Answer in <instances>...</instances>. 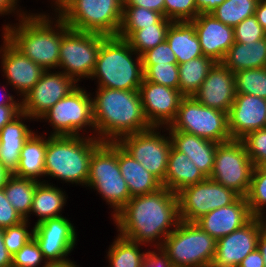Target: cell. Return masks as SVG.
<instances>
[{
	"mask_svg": "<svg viewBox=\"0 0 266 267\" xmlns=\"http://www.w3.org/2000/svg\"><path fill=\"white\" fill-rule=\"evenodd\" d=\"M111 219L120 236L150 248L161 247L180 222L177 194L163 186L131 197Z\"/></svg>",
	"mask_w": 266,
	"mask_h": 267,
	"instance_id": "6da1fadb",
	"label": "cell"
},
{
	"mask_svg": "<svg viewBox=\"0 0 266 267\" xmlns=\"http://www.w3.org/2000/svg\"><path fill=\"white\" fill-rule=\"evenodd\" d=\"M33 11L17 23L4 22L1 34L45 71L58 70L61 39L70 28L54 10Z\"/></svg>",
	"mask_w": 266,
	"mask_h": 267,
	"instance_id": "7a4b0ae2",
	"label": "cell"
},
{
	"mask_svg": "<svg viewBox=\"0 0 266 267\" xmlns=\"http://www.w3.org/2000/svg\"><path fill=\"white\" fill-rule=\"evenodd\" d=\"M90 93L95 137L101 142H118L123 136L151 128L138 90L96 87Z\"/></svg>",
	"mask_w": 266,
	"mask_h": 267,
	"instance_id": "3957f363",
	"label": "cell"
},
{
	"mask_svg": "<svg viewBox=\"0 0 266 267\" xmlns=\"http://www.w3.org/2000/svg\"><path fill=\"white\" fill-rule=\"evenodd\" d=\"M102 142L90 136L48 135L45 156V182L60 180L86 188L93 151ZM52 177V178H51ZM63 181V182H62Z\"/></svg>",
	"mask_w": 266,
	"mask_h": 267,
	"instance_id": "277c9868",
	"label": "cell"
},
{
	"mask_svg": "<svg viewBox=\"0 0 266 267\" xmlns=\"http://www.w3.org/2000/svg\"><path fill=\"white\" fill-rule=\"evenodd\" d=\"M143 79L141 55L125 39L107 36L101 42L95 69L89 80H94L96 87L139 90Z\"/></svg>",
	"mask_w": 266,
	"mask_h": 267,
	"instance_id": "5b68a950",
	"label": "cell"
},
{
	"mask_svg": "<svg viewBox=\"0 0 266 267\" xmlns=\"http://www.w3.org/2000/svg\"><path fill=\"white\" fill-rule=\"evenodd\" d=\"M124 0H62L53 10L72 30L117 36Z\"/></svg>",
	"mask_w": 266,
	"mask_h": 267,
	"instance_id": "8992f818",
	"label": "cell"
},
{
	"mask_svg": "<svg viewBox=\"0 0 266 267\" xmlns=\"http://www.w3.org/2000/svg\"><path fill=\"white\" fill-rule=\"evenodd\" d=\"M86 189L95 190L96 195L99 194L101 200L109 205L108 208H112L110 217H114L130 200L131 195L118 164L117 142H102L93 151Z\"/></svg>",
	"mask_w": 266,
	"mask_h": 267,
	"instance_id": "52a82bcc",
	"label": "cell"
},
{
	"mask_svg": "<svg viewBox=\"0 0 266 267\" xmlns=\"http://www.w3.org/2000/svg\"><path fill=\"white\" fill-rule=\"evenodd\" d=\"M174 267H211L216 240L196 222L181 221L161 245Z\"/></svg>",
	"mask_w": 266,
	"mask_h": 267,
	"instance_id": "ba28073f",
	"label": "cell"
},
{
	"mask_svg": "<svg viewBox=\"0 0 266 267\" xmlns=\"http://www.w3.org/2000/svg\"><path fill=\"white\" fill-rule=\"evenodd\" d=\"M80 85L56 102L37 121L46 122L52 129L48 135L84 136L86 134V136L95 137L91 93L87 92L84 85L83 87Z\"/></svg>",
	"mask_w": 266,
	"mask_h": 267,
	"instance_id": "9c48e42d",
	"label": "cell"
},
{
	"mask_svg": "<svg viewBox=\"0 0 266 267\" xmlns=\"http://www.w3.org/2000/svg\"><path fill=\"white\" fill-rule=\"evenodd\" d=\"M168 131H182L222 143L231 140L228 113L206 107L194 97H184Z\"/></svg>",
	"mask_w": 266,
	"mask_h": 267,
	"instance_id": "30bf717a",
	"label": "cell"
},
{
	"mask_svg": "<svg viewBox=\"0 0 266 267\" xmlns=\"http://www.w3.org/2000/svg\"><path fill=\"white\" fill-rule=\"evenodd\" d=\"M106 37L70 29L61 39L58 70L77 84L82 79L89 80L95 69L101 42Z\"/></svg>",
	"mask_w": 266,
	"mask_h": 267,
	"instance_id": "8fae6325",
	"label": "cell"
},
{
	"mask_svg": "<svg viewBox=\"0 0 266 267\" xmlns=\"http://www.w3.org/2000/svg\"><path fill=\"white\" fill-rule=\"evenodd\" d=\"M117 143L148 172L156 176L165 187V175L172 147L166 127H151L142 132L126 135Z\"/></svg>",
	"mask_w": 266,
	"mask_h": 267,
	"instance_id": "7c38bea8",
	"label": "cell"
},
{
	"mask_svg": "<svg viewBox=\"0 0 266 267\" xmlns=\"http://www.w3.org/2000/svg\"><path fill=\"white\" fill-rule=\"evenodd\" d=\"M253 168L242 140L231 139L218 143L213 171L209 178L245 197Z\"/></svg>",
	"mask_w": 266,
	"mask_h": 267,
	"instance_id": "4fadbf2b",
	"label": "cell"
},
{
	"mask_svg": "<svg viewBox=\"0 0 266 267\" xmlns=\"http://www.w3.org/2000/svg\"><path fill=\"white\" fill-rule=\"evenodd\" d=\"M179 218L185 222H196L214 209L229 206L240 195L210 178L185 187L177 193Z\"/></svg>",
	"mask_w": 266,
	"mask_h": 267,
	"instance_id": "5bb4252c",
	"label": "cell"
},
{
	"mask_svg": "<svg viewBox=\"0 0 266 267\" xmlns=\"http://www.w3.org/2000/svg\"><path fill=\"white\" fill-rule=\"evenodd\" d=\"M77 236L78 232L73 221L64 215L34 224L33 238L49 265L73 262L69 256L78 244Z\"/></svg>",
	"mask_w": 266,
	"mask_h": 267,
	"instance_id": "9a60e30c",
	"label": "cell"
},
{
	"mask_svg": "<svg viewBox=\"0 0 266 267\" xmlns=\"http://www.w3.org/2000/svg\"><path fill=\"white\" fill-rule=\"evenodd\" d=\"M77 84L59 70H47L35 86L21 99L22 112L38 121L60 99L74 90Z\"/></svg>",
	"mask_w": 266,
	"mask_h": 267,
	"instance_id": "2e32d148",
	"label": "cell"
},
{
	"mask_svg": "<svg viewBox=\"0 0 266 267\" xmlns=\"http://www.w3.org/2000/svg\"><path fill=\"white\" fill-rule=\"evenodd\" d=\"M0 36L2 38L0 41L2 76L15 95L22 99L39 81L45 70L23 55L2 34Z\"/></svg>",
	"mask_w": 266,
	"mask_h": 267,
	"instance_id": "e0dca14e",
	"label": "cell"
},
{
	"mask_svg": "<svg viewBox=\"0 0 266 267\" xmlns=\"http://www.w3.org/2000/svg\"><path fill=\"white\" fill-rule=\"evenodd\" d=\"M139 95L145 118L151 127H168L174 121L182 93L174 88L143 80Z\"/></svg>",
	"mask_w": 266,
	"mask_h": 267,
	"instance_id": "ac0fdd59",
	"label": "cell"
},
{
	"mask_svg": "<svg viewBox=\"0 0 266 267\" xmlns=\"http://www.w3.org/2000/svg\"><path fill=\"white\" fill-rule=\"evenodd\" d=\"M261 231L259 218L253 217L242 228L216 240V254L211 267H238L257 248Z\"/></svg>",
	"mask_w": 266,
	"mask_h": 267,
	"instance_id": "d6986e66",
	"label": "cell"
},
{
	"mask_svg": "<svg viewBox=\"0 0 266 267\" xmlns=\"http://www.w3.org/2000/svg\"><path fill=\"white\" fill-rule=\"evenodd\" d=\"M193 97L206 107L229 113L236 97L235 74L215 63Z\"/></svg>",
	"mask_w": 266,
	"mask_h": 267,
	"instance_id": "ffe728a7",
	"label": "cell"
},
{
	"mask_svg": "<svg viewBox=\"0 0 266 267\" xmlns=\"http://www.w3.org/2000/svg\"><path fill=\"white\" fill-rule=\"evenodd\" d=\"M228 121L230 136L237 140L250 132L266 128V99L251 94H236Z\"/></svg>",
	"mask_w": 266,
	"mask_h": 267,
	"instance_id": "44dd1931",
	"label": "cell"
},
{
	"mask_svg": "<svg viewBox=\"0 0 266 267\" xmlns=\"http://www.w3.org/2000/svg\"><path fill=\"white\" fill-rule=\"evenodd\" d=\"M194 24L202 48V54L215 63H221L235 43L234 29L219 21L211 13H199Z\"/></svg>",
	"mask_w": 266,
	"mask_h": 267,
	"instance_id": "7402d4cb",
	"label": "cell"
},
{
	"mask_svg": "<svg viewBox=\"0 0 266 267\" xmlns=\"http://www.w3.org/2000/svg\"><path fill=\"white\" fill-rule=\"evenodd\" d=\"M252 218L246 198L240 196L229 206L214 209L203 215L196 223L218 240L242 228Z\"/></svg>",
	"mask_w": 266,
	"mask_h": 267,
	"instance_id": "603a6c76",
	"label": "cell"
},
{
	"mask_svg": "<svg viewBox=\"0 0 266 267\" xmlns=\"http://www.w3.org/2000/svg\"><path fill=\"white\" fill-rule=\"evenodd\" d=\"M168 134L172 146L187 155L205 177L209 178L218 143L182 131H168Z\"/></svg>",
	"mask_w": 266,
	"mask_h": 267,
	"instance_id": "cb8c5ba5",
	"label": "cell"
},
{
	"mask_svg": "<svg viewBox=\"0 0 266 267\" xmlns=\"http://www.w3.org/2000/svg\"><path fill=\"white\" fill-rule=\"evenodd\" d=\"M47 133V131L38 133L36 129V131L26 140L20 152L17 171L13 175L45 182Z\"/></svg>",
	"mask_w": 266,
	"mask_h": 267,
	"instance_id": "d4e9b609",
	"label": "cell"
},
{
	"mask_svg": "<svg viewBox=\"0 0 266 267\" xmlns=\"http://www.w3.org/2000/svg\"><path fill=\"white\" fill-rule=\"evenodd\" d=\"M118 164L127 183L131 197L155 192L163 187L162 182L148 172L136 159L118 144Z\"/></svg>",
	"mask_w": 266,
	"mask_h": 267,
	"instance_id": "484cf974",
	"label": "cell"
},
{
	"mask_svg": "<svg viewBox=\"0 0 266 267\" xmlns=\"http://www.w3.org/2000/svg\"><path fill=\"white\" fill-rule=\"evenodd\" d=\"M65 189L56 186L53 182H39L33 196L32 207L27 221L32 215L38 218L35 224L44 220L63 216L64 206H67L68 194Z\"/></svg>",
	"mask_w": 266,
	"mask_h": 267,
	"instance_id": "4316f807",
	"label": "cell"
},
{
	"mask_svg": "<svg viewBox=\"0 0 266 267\" xmlns=\"http://www.w3.org/2000/svg\"><path fill=\"white\" fill-rule=\"evenodd\" d=\"M166 41L174 52L178 65L203 56L199 38L191 21H173Z\"/></svg>",
	"mask_w": 266,
	"mask_h": 267,
	"instance_id": "83f0119b",
	"label": "cell"
},
{
	"mask_svg": "<svg viewBox=\"0 0 266 267\" xmlns=\"http://www.w3.org/2000/svg\"><path fill=\"white\" fill-rule=\"evenodd\" d=\"M205 179V175L187 155L171 147L165 175V188L177 194L185 187L195 185Z\"/></svg>",
	"mask_w": 266,
	"mask_h": 267,
	"instance_id": "f1b7e54d",
	"label": "cell"
},
{
	"mask_svg": "<svg viewBox=\"0 0 266 267\" xmlns=\"http://www.w3.org/2000/svg\"><path fill=\"white\" fill-rule=\"evenodd\" d=\"M231 72L266 67V37L256 42H235L221 62Z\"/></svg>",
	"mask_w": 266,
	"mask_h": 267,
	"instance_id": "f546056e",
	"label": "cell"
},
{
	"mask_svg": "<svg viewBox=\"0 0 266 267\" xmlns=\"http://www.w3.org/2000/svg\"><path fill=\"white\" fill-rule=\"evenodd\" d=\"M173 21L163 17L157 24L140 30H119L117 36L125 39L139 55L166 40L167 30Z\"/></svg>",
	"mask_w": 266,
	"mask_h": 267,
	"instance_id": "4dcf8cb0",
	"label": "cell"
},
{
	"mask_svg": "<svg viewBox=\"0 0 266 267\" xmlns=\"http://www.w3.org/2000/svg\"><path fill=\"white\" fill-rule=\"evenodd\" d=\"M114 237L112 244L110 243L105 251V260L108 261L106 267H139L147 253V248L142 249L147 246L130 241L119 234Z\"/></svg>",
	"mask_w": 266,
	"mask_h": 267,
	"instance_id": "1f68e13d",
	"label": "cell"
},
{
	"mask_svg": "<svg viewBox=\"0 0 266 267\" xmlns=\"http://www.w3.org/2000/svg\"><path fill=\"white\" fill-rule=\"evenodd\" d=\"M214 64L211 58L203 55L178 65V90L184 97H193L198 92Z\"/></svg>",
	"mask_w": 266,
	"mask_h": 267,
	"instance_id": "d6a6232c",
	"label": "cell"
},
{
	"mask_svg": "<svg viewBox=\"0 0 266 267\" xmlns=\"http://www.w3.org/2000/svg\"><path fill=\"white\" fill-rule=\"evenodd\" d=\"M39 181L10 175L4 188L5 196L13 208L26 219L32 207L33 196Z\"/></svg>",
	"mask_w": 266,
	"mask_h": 267,
	"instance_id": "836d02e7",
	"label": "cell"
},
{
	"mask_svg": "<svg viewBox=\"0 0 266 267\" xmlns=\"http://www.w3.org/2000/svg\"><path fill=\"white\" fill-rule=\"evenodd\" d=\"M258 2L259 0H225L211 14L222 23L234 28L255 14Z\"/></svg>",
	"mask_w": 266,
	"mask_h": 267,
	"instance_id": "e575fe53",
	"label": "cell"
},
{
	"mask_svg": "<svg viewBox=\"0 0 266 267\" xmlns=\"http://www.w3.org/2000/svg\"><path fill=\"white\" fill-rule=\"evenodd\" d=\"M236 94H251L266 99V67L235 72Z\"/></svg>",
	"mask_w": 266,
	"mask_h": 267,
	"instance_id": "d590c367",
	"label": "cell"
},
{
	"mask_svg": "<svg viewBox=\"0 0 266 267\" xmlns=\"http://www.w3.org/2000/svg\"><path fill=\"white\" fill-rule=\"evenodd\" d=\"M34 120L21 112L11 122L7 123L0 130V145L23 146L26 140L32 135L33 130L26 122Z\"/></svg>",
	"mask_w": 266,
	"mask_h": 267,
	"instance_id": "8d00e7d4",
	"label": "cell"
},
{
	"mask_svg": "<svg viewBox=\"0 0 266 267\" xmlns=\"http://www.w3.org/2000/svg\"><path fill=\"white\" fill-rule=\"evenodd\" d=\"M253 217L266 211V172L261 167H254L250 186L245 196Z\"/></svg>",
	"mask_w": 266,
	"mask_h": 267,
	"instance_id": "74e56055",
	"label": "cell"
},
{
	"mask_svg": "<svg viewBox=\"0 0 266 267\" xmlns=\"http://www.w3.org/2000/svg\"><path fill=\"white\" fill-rule=\"evenodd\" d=\"M164 16L143 7L123 6L122 22L119 30H140L157 24Z\"/></svg>",
	"mask_w": 266,
	"mask_h": 267,
	"instance_id": "f35d334b",
	"label": "cell"
},
{
	"mask_svg": "<svg viewBox=\"0 0 266 267\" xmlns=\"http://www.w3.org/2000/svg\"><path fill=\"white\" fill-rule=\"evenodd\" d=\"M144 79L152 83L161 84L178 90V64L143 65Z\"/></svg>",
	"mask_w": 266,
	"mask_h": 267,
	"instance_id": "ab89813d",
	"label": "cell"
},
{
	"mask_svg": "<svg viewBox=\"0 0 266 267\" xmlns=\"http://www.w3.org/2000/svg\"><path fill=\"white\" fill-rule=\"evenodd\" d=\"M30 224L24 219L17 225L4 228L3 241L12 256L33 238L34 226L30 229Z\"/></svg>",
	"mask_w": 266,
	"mask_h": 267,
	"instance_id": "60d3db41",
	"label": "cell"
},
{
	"mask_svg": "<svg viewBox=\"0 0 266 267\" xmlns=\"http://www.w3.org/2000/svg\"><path fill=\"white\" fill-rule=\"evenodd\" d=\"M36 240L32 238L12 256V267H49Z\"/></svg>",
	"mask_w": 266,
	"mask_h": 267,
	"instance_id": "b9f144b4",
	"label": "cell"
},
{
	"mask_svg": "<svg viewBox=\"0 0 266 267\" xmlns=\"http://www.w3.org/2000/svg\"><path fill=\"white\" fill-rule=\"evenodd\" d=\"M241 140L254 167L266 163V128L250 132Z\"/></svg>",
	"mask_w": 266,
	"mask_h": 267,
	"instance_id": "7bdbcfd3",
	"label": "cell"
},
{
	"mask_svg": "<svg viewBox=\"0 0 266 267\" xmlns=\"http://www.w3.org/2000/svg\"><path fill=\"white\" fill-rule=\"evenodd\" d=\"M199 13L195 0L164 1V17L171 21H191Z\"/></svg>",
	"mask_w": 266,
	"mask_h": 267,
	"instance_id": "ee69618b",
	"label": "cell"
},
{
	"mask_svg": "<svg viewBox=\"0 0 266 267\" xmlns=\"http://www.w3.org/2000/svg\"><path fill=\"white\" fill-rule=\"evenodd\" d=\"M233 29L235 42H239L242 44H249V42L253 41L256 42L266 37V32L258 23L255 15L247 17Z\"/></svg>",
	"mask_w": 266,
	"mask_h": 267,
	"instance_id": "f6af8a7d",
	"label": "cell"
},
{
	"mask_svg": "<svg viewBox=\"0 0 266 267\" xmlns=\"http://www.w3.org/2000/svg\"><path fill=\"white\" fill-rule=\"evenodd\" d=\"M142 65L156 64H178L174 52L171 50L167 41L158 44L156 47L147 50L141 55Z\"/></svg>",
	"mask_w": 266,
	"mask_h": 267,
	"instance_id": "bcb514c9",
	"label": "cell"
},
{
	"mask_svg": "<svg viewBox=\"0 0 266 267\" xmlns=\"http://www.w3.org/2000/svg\"><path fill=\"white\" fill-rule=\"evenodd\" d=\"M24 219L13 208L11 203L5 196L4 188L0 189V228H7L13 225H17Z\"/></svg>",
	"mask_w": 266,
	"mask_h": 267,
	"instance_id": "7dc6e473",
	"label": "cell"
},
{
	"mask_svg": "<svg viewBox=\"0 0 266 267\" xmlns=\"http://www.w3.org/2000/svg\"><path fill=\"white\" fill-rule=\"evenodd\" d=\"M22 148L23 146L0 145V161L11 175L17 171Z\"/></svg>",
	"mask_w": 266,
	"mask_h": 267,
	"instance_id": "c3c4849f",
	"label": "cell"
},
{
	"mask_svg": "<svg viewBox=\"0 0 266 267\" xmlns=\"http://www.w3.org/2000/svg\"><path fill=\"white\" fill-rule=\"evenodd\" d=\"M150 249L147 248L146 256L139 267H174L161 247H153Z\"/></svg>",
	"mask_w": 266,
	"mask_h": 267,
	"instance_id": "681fc988",
	"label": "cell"
},
{
	"mask_svg": "<svg viewBox=\"0 0 266 267\" xmlns=\"http://www.w3.org/2000/svg\"><path fill=\"white\" fill-rule=\"evenodd\" d=\"M21 0H0V17L12 16L18 21L24 15H27L31 10L22 9L20 6ZM19 3V4H18Z\"/></svg>",
	"mask_w": 266,
	"mask_h": 267,
	"instance_id": "f907efd6",
	"label": "cell"
},
{
	"mask_svg": "<svg viewBox=\"0 0 266 267\" xmlns=\"http://www.w3.org/2000/svg\"><path fill=\"white\" fill-rule=\"evenodd\" d=\"M164 1L165 0H124L123 6L143 7L154 10L164 16Z\"/></svg>",
	"mask_w": 266,
	"mask_h": 267,
	"instance_id": "816d5d0a",
	"label": "cell"
},
{
	"mask_svg": "<svg viewBox=\"0 0 266 267\" xmlns=\"http://www.w3.org/2000/svg\"><path fill=\"white\" fill-rule=\"evenodd\" d=\"M22 112L21 105L0 106V130Z\"/></svg>",
	"mask_w": 266,
	"mask_h": 267,
	"instance_id": "f5cc1de1",
	"label": "cell"
},
{
	"mask_svg": "<svg viewBox=\"0 0 266 267\" xmlns=\"http://www.w3.org/2000/svg\"><path fill=\"white\" fill-rule=\"evenodd\" d=\"M238 267H264L263 257L260 251L256 248L253 252L249 253Z\"/></svg>",
	"mask_w": 266,
	"mask_h": 267,
	"instance_id": "db71d44e",
	"label": "cell"
},
{
	"mask_svg": "<svg viewBox=\"0 0 266 267\" xmlns=\"http://www.w3.org/2000/svg\"><path fill=\"white\" fill-rule=\"evenodd\" d=\"M2 85L3 86H1V84H0V86L2 87L0 89V91L4 90L5 93L2 92L3 94L0 97V106H2V105H21V99L17 98L15 95H13L12 93H10L8 91V89L12 90V88H8L10 86L7 83H6V85H4V83Z\"/></svg>",
	"mask_w": 266,
	"mask_h": 267,
	"instance_id": "11a10c76",
	"label": "cell"
},
{
	"mask_svg": "<svg viewBox=\"0 0 266 267\" xmlns=\"http://www.w3.org/2000/svg\"><path fill=\"white\" fill-rule=\"evenodd\" d=\"M3 234L4 229L0 228V267H12V255L5 247Z\"/></svg>",
	"mask_w": 266,
	"mask_h": 267,
	"instance_id": "9f6ffc18",
	"label": "cell"
},
{
	"mask_svg": "<svg viewBox=\"0 0 266 267\" xmlns=\"http://www.w3.org/2000/svg\"><path fill=\"white\" fill-rule=\"evenodd\" d=\"M225 0H195V5L200 13H211Z\"/></svg>",
	"mask_w": 266,
	"mask_h": 267,
	"instance_id": "6f0895ef",
	"label": "cell"
},
{
	"mask_svg": "<svg viewBox=\"0 0 266 267\" xmlns=\"http://www.w3.org/2000/svg\"><path fill=\"white\" fill-rule=\"evenodd\" d=\"M254 15L257 18L258 23L266 32V0H259Z\"/></svg>",
	"mask_w": 266,
	"mask_h": 267,
	"instance_id": "680465c9",
	"label": "cell"
},
{
	"mask_svg": "<svg viewBox=\"0 0 266 267\" xmlns=\"http://www.w3.org/2000/svg\"><path fill=\"white\" fill-rule=\"evenodd\" d=\"M257 249L260 251L263 257L264 267H266V233L261 231L258 241H257Z\"/></svg>",
	"mask_w": 266,
	"mask_h": 267,
	"instance_id": "91938a15",
	"label": "cell"
},
{
	"mask_svg": "<svg viewBox=\"0 0 266 267\" xmlns=\"http://www.w3.org/2000/svg\"><path fill=\"white\" fill-rule=\"evenodd\" d=\"M11 174L3 167L0 161V189H2Z\"/></svg>",
	"mask_w": 266,
	"mask_h": 267,
	"instance_id": "94428289",
	"label": "cell"
},
{
	"mask_svg": "<svg viewBox=\"0 0 266 267\" xmlns=\"http://www.w3.org/2000/svg\"><path fill=\"white\" fill-rule=\"evenodd\" d=\"M261 226H262V231L266 233V211H264L261 215L258 216Z\"/></svg>",
	"mask_w": 266,
	"mask_h": 267,
	"instance_id": "6125c7cd",
	"label": "cell"
},
{
	"mask_svg": "<svg viewBox=\"0 0 266 267\" xmlns=\"http://www.w3.org/2000/svg\"><path fill=\"white\" fill-rule=\"evenodd\" d=\"M76 261L73 260V262H70L68 264L64 265H50L49 267H80L79 265H76Z\"/></svg>",
	"mask_w": 266,
	"mask_h": 267,
	"instance_id": "be15d7a7",
	"label": "cell"
},
{
	"mask_svg": "<svg viewBox=\"0 0 266 267\" xmlns=\"http://www.w3.org/2000/svg\"><path fill=\"white\" fill-rule=\"evenodd\" d=\"M50 3V7L46 6L48 8H51L52 10L62 1V0H47Z\"/></svg>",
	"mask_w": 266,
	"mask_h": 267,
	"instance_id": "e7e4bbea",
	"label": "cell"
},
{
	"mask_svg": "<svg viewBox=\"0 0 266 267\" xmlns=\"http://www.w3.org/2000/svg\"><path fill=\"white\" fill-rule=\"evenodd\" d=\"M261 168L266 172V163H264Z\"/></svg>",
	"mask_w": 266,
	"mask_h": 267,
	"instance_id": "03108f58",
	"label": "cell"
}]
</instances>
